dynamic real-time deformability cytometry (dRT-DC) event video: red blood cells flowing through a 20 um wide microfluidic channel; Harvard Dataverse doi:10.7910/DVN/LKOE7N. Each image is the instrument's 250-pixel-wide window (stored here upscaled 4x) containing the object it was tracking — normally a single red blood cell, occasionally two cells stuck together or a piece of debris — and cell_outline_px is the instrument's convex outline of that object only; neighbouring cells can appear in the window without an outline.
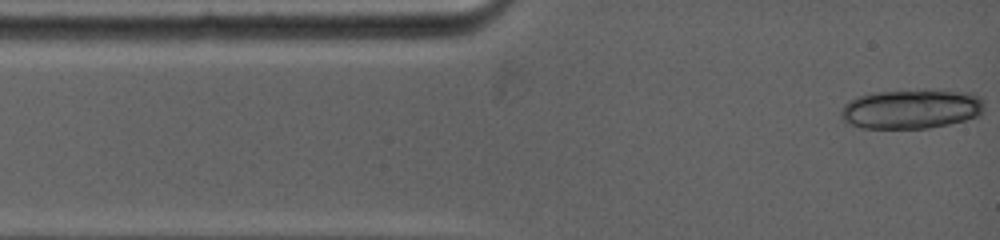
{"species": "common noctule bat (a hibernating species)", "species_latin": "Nyctalus noctula", "temperature_condition": "warm", "stored_images_in_passage": 7, "camera_frame_rate_fps": 5000, "um_per_image_px": 0.085, "animal": {"sex": "female", "body_mass_g": 19.0, "forearm_length_mm": 53.3}, "frame": {"image": 1, "passage_image": 1, "time_ms": 0.0, "image_size_px": [1000, 240], "cell_outline_px": [[984, 108], [980, 116], [948, 124], [928, 128], [860, 128], [844, 124], [840, 116], [840, 112], [844, 104], [860, 96], [876, 92], [948, 92], [980, 96], [984, 100]], "centroid_in_image_um": [77.39, 9.32], "position_along_channel_um": 7.6, "area_um2": 32.14}}